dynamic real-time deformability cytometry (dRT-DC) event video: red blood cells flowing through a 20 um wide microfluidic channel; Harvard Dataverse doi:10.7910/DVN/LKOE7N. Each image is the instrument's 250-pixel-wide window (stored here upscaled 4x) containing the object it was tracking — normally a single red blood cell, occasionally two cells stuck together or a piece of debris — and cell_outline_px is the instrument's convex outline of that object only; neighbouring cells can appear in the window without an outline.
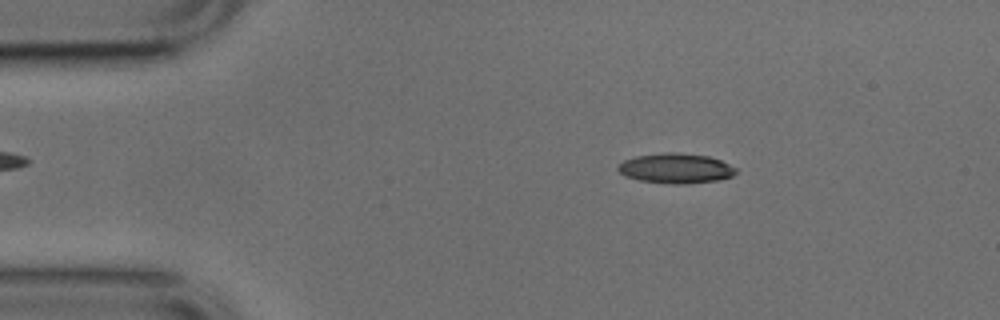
{"species": "common noctule bat (a hibernating species)", "species_latin": "Nyctalus noctula", "temperature_condition": "cold", "stored_images_in_passage": 49, "camera_frame_rate_fps": 3000, "um_per_image_px": 0.085, "animal": {"sex": "male", "body_mass_g": 17.9, "forearm_length_mm": 54.2}, "frame": {"image": 1, "passage_image": 8, "time_ms": 2.333, "image_size_px": [1000, 320], "cell_outline_px": [[736, 172], [732, 176], [716, 180], [688, 184], [672, 184], [640, 180], [624, 176], [616, 168], [624, 160], [636, 156], [664, 152], [680, 152], [708, 156], [720, 160], [736, 168]], "centroid_in_image_um": [57.43, 14.3], "position_along_channel_um": 27.6, "area_um2": 20.58}}
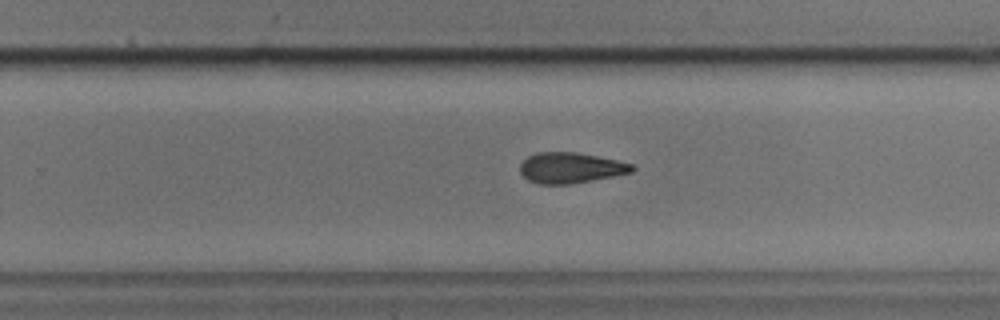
{"frame": {"image": 2, "passage_image": 32, "time_ms": 10.333, "image_size_px": [1000, 320], "cell_outline_px": [[636, 168], [632, 172], [572, 184], [536, 184], [528, 180], [520, 172], [520, 164], [528, 156], [536, 152], [576, 152], [616, 160], [632, 164]], "centroid_in_image_um": [48.47, 14.27], "position_along_channel_um": 281.3, "area_um2": 19.94}}
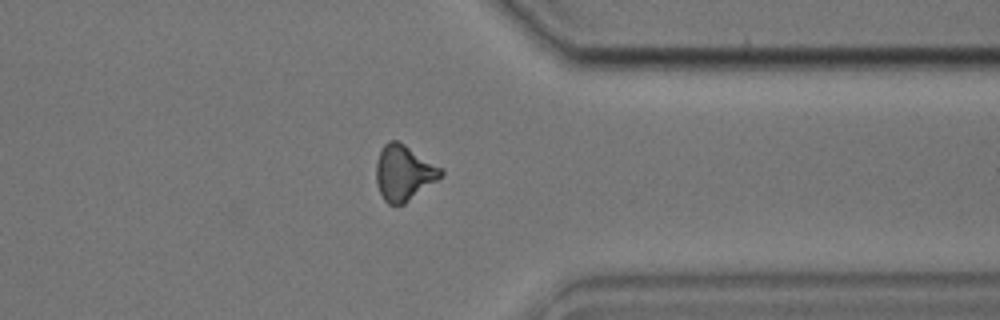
{"frame": {"image": 3, "passage_image": 40, "time_ms": 13.0, "image_size_px": [1000, 320], "cell_outline_px": [[444, 172], [436, 180], [404, 204], [388, 204], [384, 200], [380, 192], [376, 180], [376, 160], [384, 144], [388, 140], [396, 140], [404, 144], [444, 168]], "centroid_in_image_um": [34.31, 14.67], "position_along_channel_um": 377.1, "area_um2": 20.75}}